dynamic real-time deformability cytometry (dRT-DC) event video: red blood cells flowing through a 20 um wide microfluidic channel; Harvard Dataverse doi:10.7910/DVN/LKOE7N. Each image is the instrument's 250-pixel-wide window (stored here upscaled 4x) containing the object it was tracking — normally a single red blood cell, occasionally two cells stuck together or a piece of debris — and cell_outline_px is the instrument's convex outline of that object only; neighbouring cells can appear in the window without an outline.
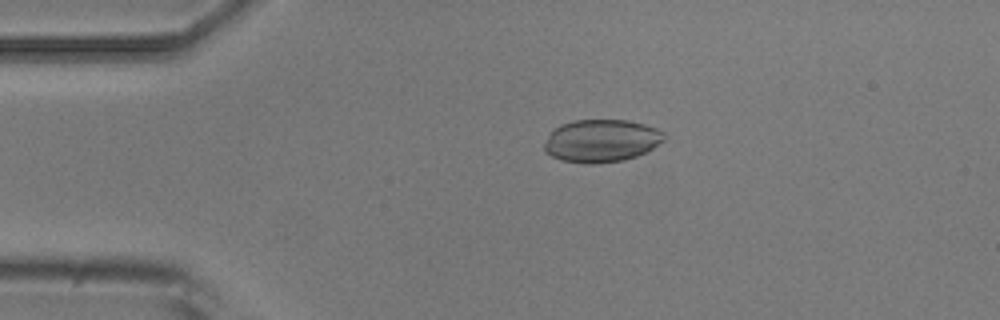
{"species": "common noctule bat (a hibernating species)", "species_latin": "Nyctalus noctula", "temperature_condition": "room temperature", "stored_images_in_passage": 9, "camera_frame_rate_fps": 3000, "um_per_image_px": 0.085, "animal": {"sex": "male", "body_mass_g": 20.5, "forearm_length_mm": 52.5}, "frame": {"image": 1, "passage_image": 3, "time_ms": 2.667, "image_size_px": [1000, 320], "cell_outline_px": [[664, 140], [652, 148], [636, 156], [624, 160], [592, 164], [584, 164], [560, 160], [544, 152], [544, 144], [548, 136], [560, 124], [576, 120], [628, 120], [644, 124], [656, 128], [664, 132]], "centroid_in_image_um": [51.1, 11.97], "position_along_channel_um": 33.9, "area_um2": 29.77}}
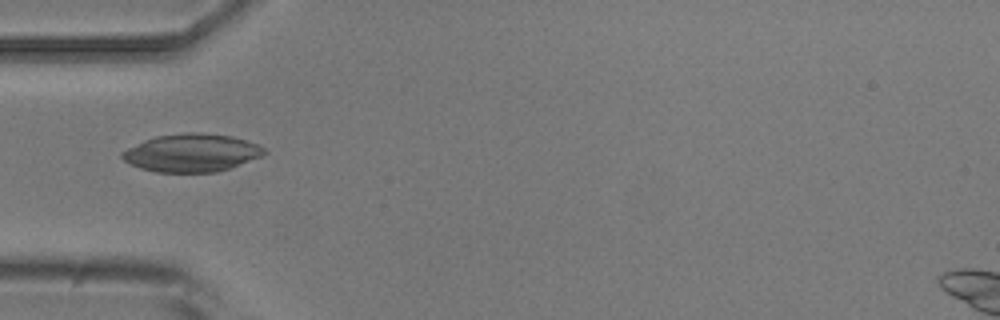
{"frame": {"image": 2, "passage_image": 4, "time_ms": 4.667, "image_size_px": [1000, 320], "cell_outline_px": [[268, 152], [264, 156], [216, 172], [156, 172], [140, 168], [124, 160], [120, 156], [120, 152], [144, 140], [156, 136], [184, 132], [200, 132], [232, 136], [260, 144]], "centroid_in_image_um": [16.32, 12.98], "position_along_channel_um": 68.7, "area_um2": 31.56}}
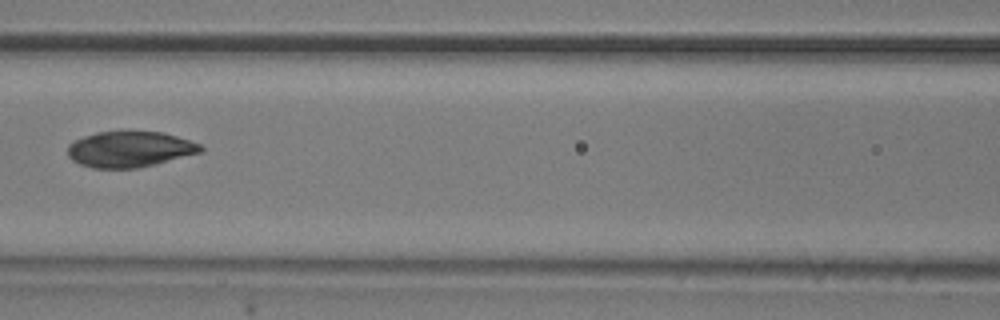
{"frame": {"image": 3, "passage_image": 6, "time_ms": 7.0, "image_size_px": [1000, 320], "cell_outline_px": [[204, 152], [156, 164], [136, 168], [92, 168], [80, 164], [72, 160], [68, 156], [68, 144], [84, 136], [96, 132], [120, 128], [164, 132], [200, 144], [204, 148]], "centroid_in_image_um": [11.04, 12.64], "position_along_channel_um": 155.6, "area_um2": 28.73}}